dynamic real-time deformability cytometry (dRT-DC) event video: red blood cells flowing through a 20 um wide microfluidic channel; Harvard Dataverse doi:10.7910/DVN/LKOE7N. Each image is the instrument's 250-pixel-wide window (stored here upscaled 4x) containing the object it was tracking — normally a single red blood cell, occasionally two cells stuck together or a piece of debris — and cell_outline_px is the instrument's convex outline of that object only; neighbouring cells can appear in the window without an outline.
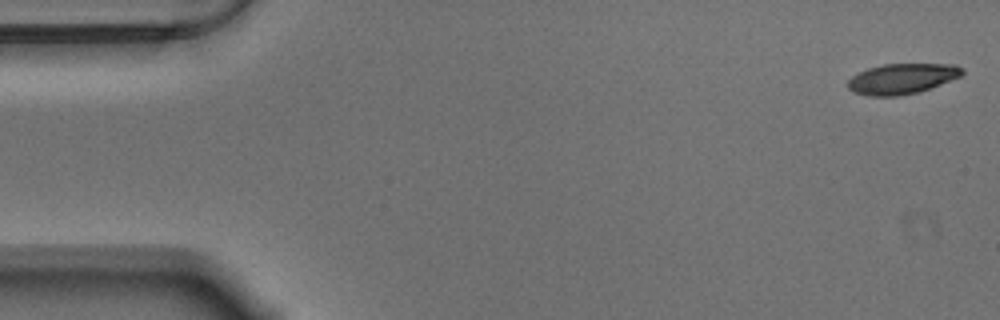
{"species": "Egyptian fruit bat (a non-hibernating species)", "species_latin": "Rousettus aegyptiacus", "temperature_condition": "warm", "stored_images_in_passage": 9, "camera_frame_rate_fps": 3000, "um_per_image_px": 0.085, "animal": {"sex": "male"}, "frame": {"image": 1, "passage_image": 1, "time_ms": 0.0, "image_size_px": [1000, 320], "cell_outline_px": [[964, 72], [960, 76], [928, 88], [916, 92], [896, 96], [868, 96], [856, 92], [848, 88], [848, 80], [852, 76], [868, 68], [884, 64], [956, 64], [964, 68]], "centroid_in_image_um": [76.66, 6.67], "position_along_channel_um": 8.3, "area_um2": 19.94}}